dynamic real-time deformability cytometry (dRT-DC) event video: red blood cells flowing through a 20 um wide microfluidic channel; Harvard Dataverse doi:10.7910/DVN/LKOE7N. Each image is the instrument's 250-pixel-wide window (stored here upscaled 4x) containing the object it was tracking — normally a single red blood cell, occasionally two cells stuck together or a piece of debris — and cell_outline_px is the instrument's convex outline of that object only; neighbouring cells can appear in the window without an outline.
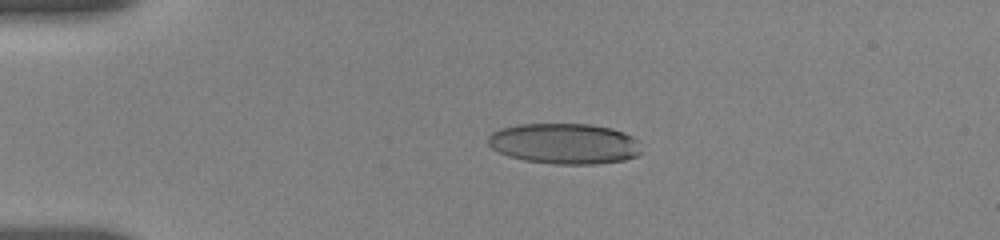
{"species": "human", "species_latin": "Homo sapiens", "temperature_condition": "room temperature", "stored_images_in_passage": 32, "camera_frame_rate_fps": 3000, "um_per_image_px": 0.085, "donor": {"sex": "female"}, "frame": {"image": 1, "passage_image": 8, "time_ms": 4.0, "image_size_px": [1000, 240], "cell_outline_px": [[644, 152], [636, 156], [624, 160], [596, 164], [556, 164], [524, 160], [508, 156], [492, 148], [488, 144], [488, 136], [492, 132], [500, 128], [516, 124], [592, 124], [612, 128], [624, 132], [640, 140]], "centroid_in_image_um": [48.03, 12.2], "position_along_channel_um": 37.0, "area_um2": 36.82}}
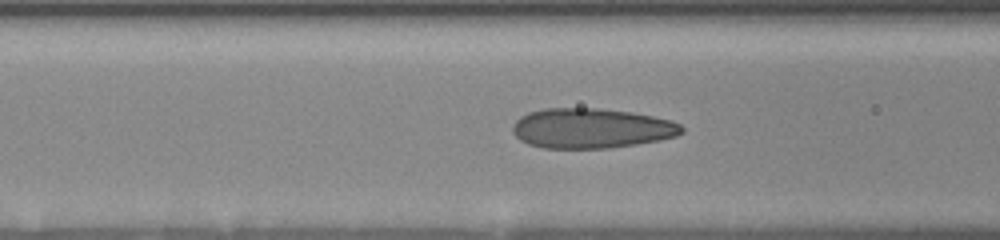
{"frame": {"image": 2, "passage_image": 18, "time_ms": 7.333, "image_size_px": [1000, 240], "cell_outline_px": [[684, 132], [676, 136], [660, 140], [636, 144], [608, 148], [544, 148], [528, 144], [520, 140], [512, 132], [512, 124], [520, 116], [528, 112], [544, 108], [596, 108], [632, 112], [672, 120], [680, 124], [684, 128]], "centroid_in_image_um": [50.25, 10.9], "position_along_channel_um": 116.3, "area_um2": 39.59}}
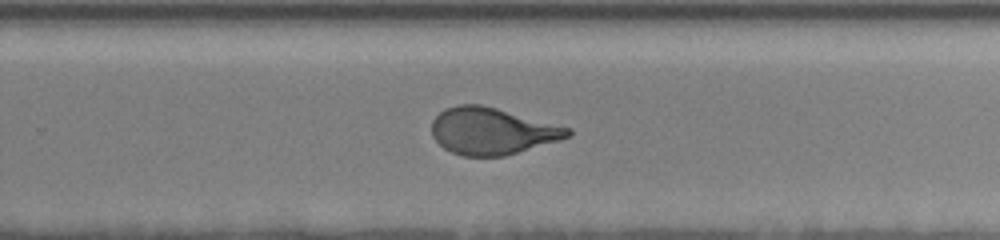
{"frame": {"image": 3, "passage_image": 32, "time_ms": 12.0, "image_size_px": [1000, 240], "cell_outline_px": [[572, 136], [560, 140], [504, 156], [464, 156], [452, 152], [444, 148], [432, 136], [432, 120], [444, 108], [460, 104], [480, 104], [496, 108], [572, 128]], "centroid_in_image_um": [41.83, 11.14], "position_along_channel_um": 288.0, "area_um2": 37.05}}